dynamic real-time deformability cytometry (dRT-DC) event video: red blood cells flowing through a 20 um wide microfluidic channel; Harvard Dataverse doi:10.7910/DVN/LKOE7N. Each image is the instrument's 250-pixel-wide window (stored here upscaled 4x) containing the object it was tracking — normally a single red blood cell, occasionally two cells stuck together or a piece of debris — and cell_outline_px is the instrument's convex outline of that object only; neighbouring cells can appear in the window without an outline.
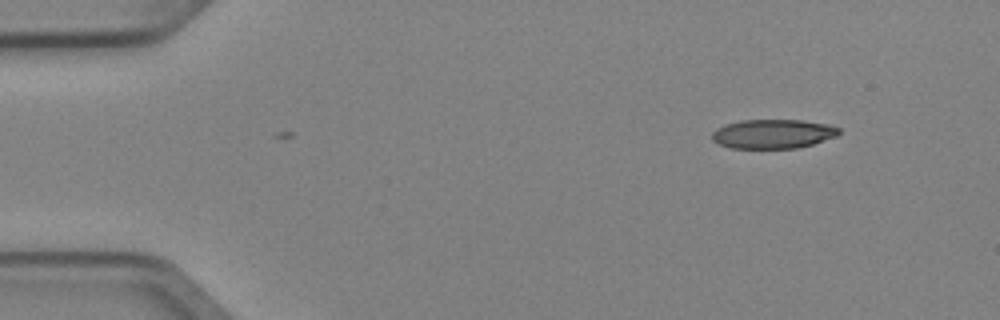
{"species": "Egyptian fruit bat (a non-hibernating species)", "species_latin": "Rousettus aegyptiacus", "temperature_condition": "cold", "stored_images_in_passage": 5, "camera_frame_rate_fps": 3000, "um_per_image_px": 0.085, "animal": {"sex": "female"}, "frame": {"image": 1, "passage_image": 1, "time_ms": 0.0, "image_size_px": [1000, 320], "cell_outline_px": [[840, 132], [836, 136], [812, 144], [796, 148], [732, 148], [720, 144], [712, 140], [712, 132], [716, 128], [724, 124], [740, 120], [804, 120], [828, 124], [840, 128]], "centroid_in_image_um": [65.69, 11.37], "position_along_channel_um": 19.3, "area_um2": 21.62}}
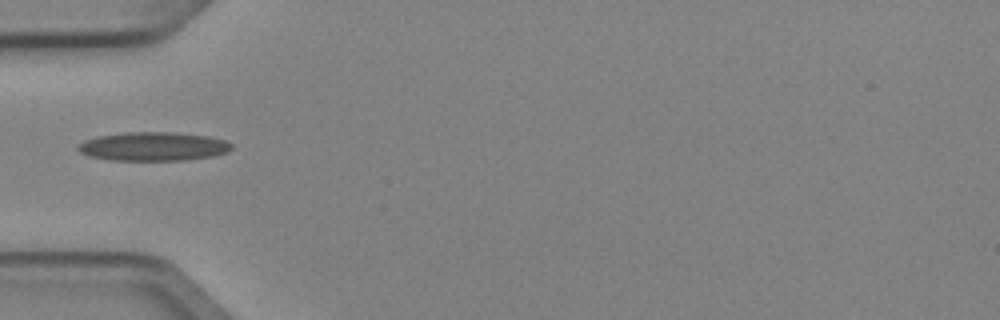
{"frame": {"image": 2, "passage_image": 4, "time_ms": 1.0, "image_size_px": [1000, 320], "cell_outline_px": [[232, 148], [228, 152], [212, 156], [184, 160], [112, 160], [88, 156], [80, 152], [76, 148], [84, 140], [96, 136], [124, 132], [172, 132], [208, 136], [224, 140], [232, 144]], "centroid_in_image_um": [13.01, 12.44], "position_along_channel_um": 72.0, "area_um2": 25.78}}
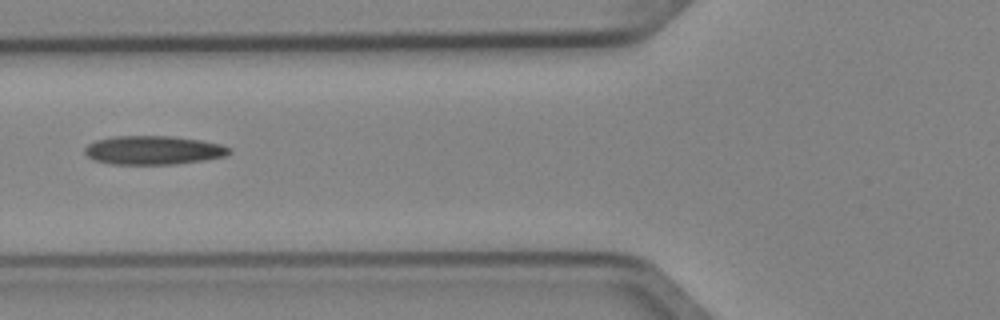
{"frame": {"image": 3, "passage_image": 5, "time_ms": 1.333, "image_size_px": [1000, 320], "cell_outline_px": [[232, 152], [224, 156], [204, 160], [172, 164], [112, 164], [96, 160], [88, 156], [84, 152], [84, 148], [88, 144], [96, 140], [116, 136], [172, 136], [200, 140], [220, 144], [232, 148]], "centroid_in_image_um": [13.05, 12.76], "position_along_channel_um": 112.8, "area_um2": 24.1}}